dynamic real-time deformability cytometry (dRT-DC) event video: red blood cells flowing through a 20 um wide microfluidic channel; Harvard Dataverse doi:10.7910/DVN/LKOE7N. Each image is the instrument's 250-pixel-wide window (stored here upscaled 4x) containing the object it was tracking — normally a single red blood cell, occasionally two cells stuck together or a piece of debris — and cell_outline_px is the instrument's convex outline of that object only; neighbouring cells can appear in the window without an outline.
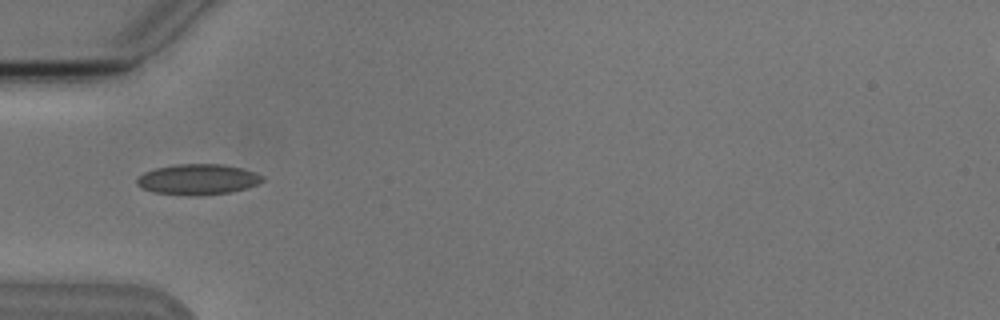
{"species": "Egyptian fruit bat (a non-hibernating species)", "species_latin": "Rousettus aegyptiacus", "temperature_condition": "cold", "stored_images_in_passage": 3, "camera_frame_rate_fps": 3000, "um_per_image_px": 0.085, "animal": {"sex": "male"}, "frame": {"image": 1, "passage_image": 3, "time_ms": 2.333, "image_size_px": [1000, 320], "cell_outline_px": [[264, 180], [248, 188], [232, 192], [200, 196], [188, 196], [152, 192], [140, 188], [136, 184], [136, 180], [144, 172], [156, 168], [176, 164], [224, 164], [240, 168], [264, 176]], "centroid_in_image_um": [16.79, 15.26], "position_along_channel_um": 68.2, "area_um2": 22.6}}